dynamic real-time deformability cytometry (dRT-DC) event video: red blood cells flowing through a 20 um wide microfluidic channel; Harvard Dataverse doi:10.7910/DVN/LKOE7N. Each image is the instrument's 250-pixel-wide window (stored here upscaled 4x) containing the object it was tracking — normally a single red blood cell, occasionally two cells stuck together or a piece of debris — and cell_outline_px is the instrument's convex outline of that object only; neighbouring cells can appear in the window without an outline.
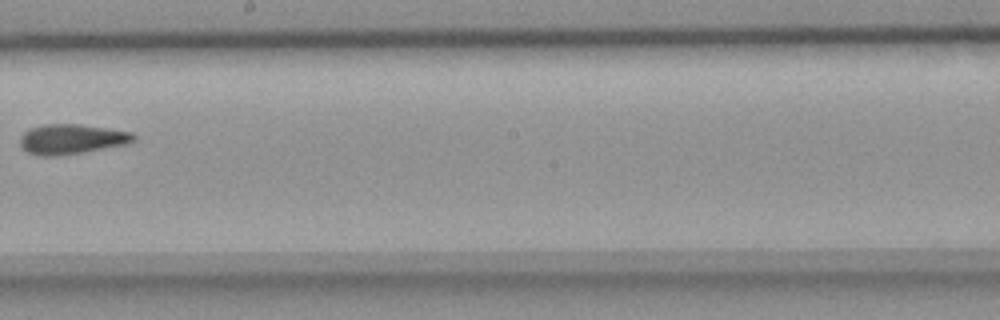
{"species": "common noctule bat (a hibernating species)", "species_latin": "Nyctalus noctula", "temperature_condition": "room temperature", "stored_images_in_passage": 5, "camera_frame_rate_fps": 3000, "um_per_image_px": 0.085, "animal": {"sex": "female", "body_mass_g": 18.4}, "frame": {"image": 1, "passage_image": 5, "time_ms": 1.333, "image_size_px": [1000, 320], "cell_outline_px": [[136, 140], [124, 144], [80, 152], [56, 156], [40, 156], [28, 152], [20, 144], [20, 136], [24, 132], [32, 128], [44, 124], [76, 124], [108, 128], [132, 132], [136, 136]], "centroid_in_image_um": [6.07, 11.81], "position_along_channel_um": 242.1, "area_um2": 19.48}}